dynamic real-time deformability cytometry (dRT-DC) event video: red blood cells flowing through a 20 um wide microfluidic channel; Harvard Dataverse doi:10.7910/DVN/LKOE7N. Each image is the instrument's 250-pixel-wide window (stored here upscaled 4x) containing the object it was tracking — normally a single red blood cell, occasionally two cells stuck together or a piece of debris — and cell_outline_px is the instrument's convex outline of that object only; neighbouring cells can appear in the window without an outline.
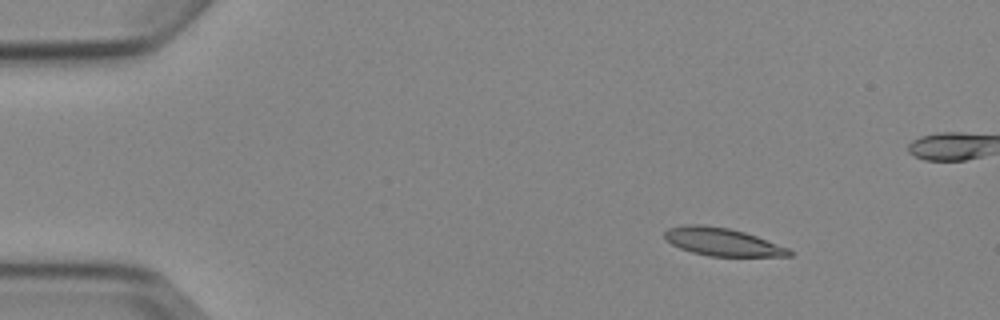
{"species": "Egyptian fruit bat (a non-hibernating species)", "species_latin": "Rousettus aegyptiacus", "temperature_condition": "cold", "stored_images_in_passage": 5, "camera_frame_rate_fps": 3000, "um_per_image_px": 0.085, "animal": {"sex": "female"}, "frame": {"image": 1, "passage_image": 2, "time_ms": 2.0, "image_size_px": [1000, 320], "cell_outline_px": [[792, 256], [708, 256], [692, 252], [680, 248], [672, 244], [664, 236], [664, 232], [668, 228], [688, 224], [700, 224], [728, 228], [744, 232], [756, 236], [788, 248], [792, 252]], "centroid_in_image_um": [61.38, 20.56], "position_along_channel_um": 23.6, "area_um2": 20.0}}